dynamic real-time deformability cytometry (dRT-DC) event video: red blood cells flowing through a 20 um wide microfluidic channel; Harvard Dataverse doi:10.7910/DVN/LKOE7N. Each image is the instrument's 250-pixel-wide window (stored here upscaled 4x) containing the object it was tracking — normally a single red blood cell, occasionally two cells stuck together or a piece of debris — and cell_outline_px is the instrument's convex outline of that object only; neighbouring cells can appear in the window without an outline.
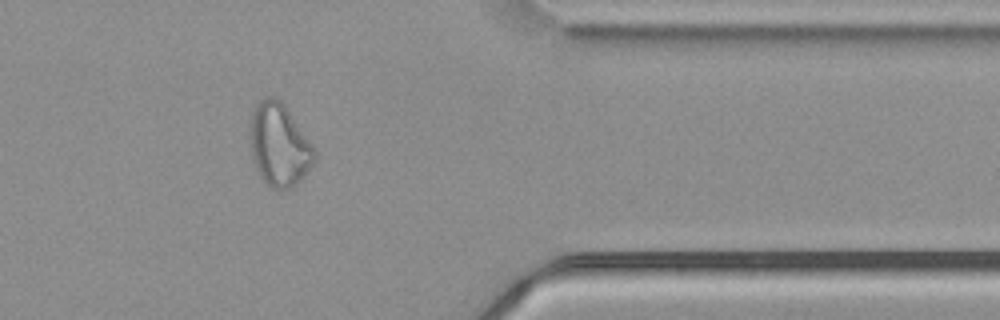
{"species": "common noctule bat (a hibernating species)", "species_latin": "Nyctalus noctula", "temperature_condition": "cold", "stored_images_in_passage": 51, "camera_frame_rate_fps": 3000, "um_per_image_px": 0.085, "animal": {"sex": "male", "body_mass_g": 21.5, "forearm_length_mm": 52.0}, "frame": {"image": 1, "passage_image": 44, "time_ms": 14.333, "image_size_px": [1000, 320], "cell_outline_px": [[316, 160], [304, 176], [292, 188], [272, 188], [256, 172], [252, 160], [248, 136], [248, 124], [252, 112], [256, 104], [260, 100], [268, 96], [276, 96], [284, 104], [316, 148]], "centroid_in_image_um": [23.7, 12.29], "position_along_channel_um": 387.7, "area_um2": 31.79}}